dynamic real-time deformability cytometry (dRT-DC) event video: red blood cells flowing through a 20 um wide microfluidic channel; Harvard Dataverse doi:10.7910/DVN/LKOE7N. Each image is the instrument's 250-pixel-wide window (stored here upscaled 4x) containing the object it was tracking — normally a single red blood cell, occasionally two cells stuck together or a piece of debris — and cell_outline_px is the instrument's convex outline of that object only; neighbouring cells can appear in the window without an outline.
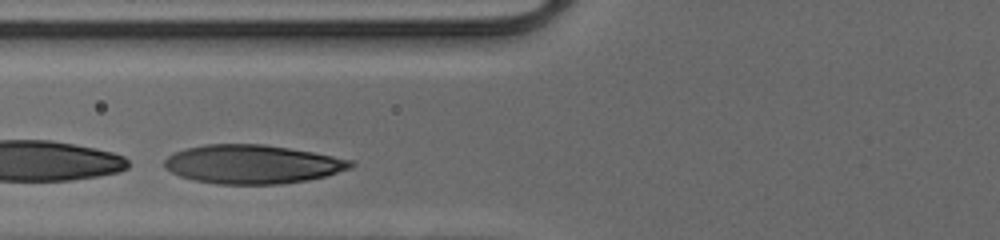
{"species": "human", "species_latin": "Homo sapiens", "temperature_condition": "cold", "stored_images_in_passage": 26, "camera_frame_rate_fps": 3000, "um_per_image_px": 0.085, "donor": {"sex": "male"}, "frame": {"image": 1, "passage_image": 5, "time_ms": 1.333, "image_size_px": [1000, 240], "cell_outline_px": [[356, 164], [352, 168], [328, 176], [308, 180], [280, 184], [216, 184], [196, 180], [180, 176], [164, 168], [164, 160], [168, 156], [176, 152], [188, 148], [204, 144], [264, 144], [312, 152], [352, 160]], "centroid_in_image_um": [21.48, 13.96], "position_along_channel_um": 104.3, "area_um2": 42.14}}
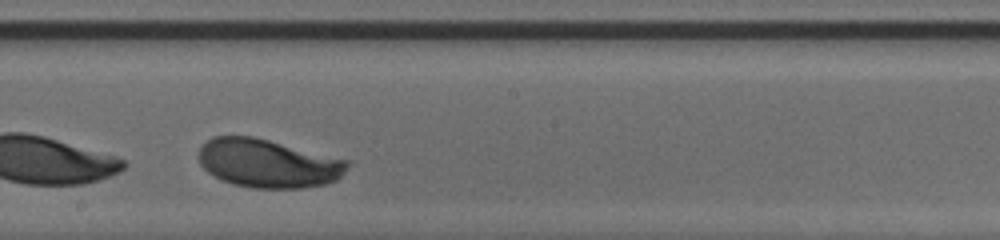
{"frame": {"image": 2, "passage_image": 14, "time_ms": 4.333, "image_size_px": [1000, 240], "cell_outline_px": [[352, 164], [336, 180], [324, 184], [304, 188], [252, 188], [232, 184], [220, 180], [208, 172], [200, 164], [200, 148], [212, 136], [252, 136], [352, 160]], "centroid_in_image_um": [22.83, 13.89], "position_along_channel_um": 225.4, "area_um2": 42.25}}
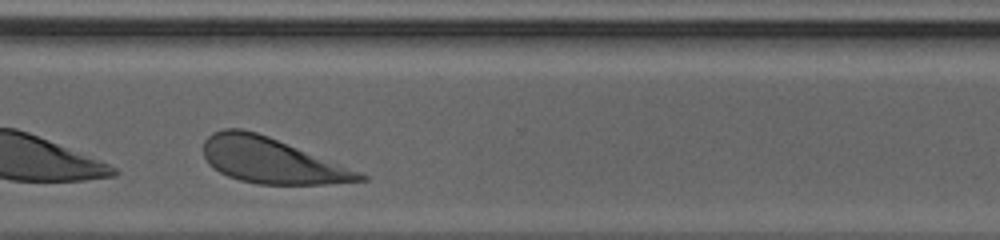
{"frame": {"image": 3, "passage_image": 23, "time_ms": 7.333, "image_size_px": [1000, 240], "cell_outline_px": [[368, 180], [328, 184], [256, 184], [240, 180], [228, 176], [220, 172], [208, 164], [204, 156], [204, 140], [212, 132], [224, 128], [240, 128], [256, 132], [268, 136], [360, 172], [368, 176]], "centroid_in_image_um": [23.03, 13.64], "position_along_channel_um": 347.6, "area_um2": 41.04}, "authors_computed_cell_mechanics": {"area_um2": 41.8183, "velocity_mm_per_s": 4.0493, "shape_relaxation_time_tau1_ms": 0.7826, "shape_relaxation_time_tau2_ms": null, "deformation_change_tau1": 0.2822, "deformation_change_tau2": null}}